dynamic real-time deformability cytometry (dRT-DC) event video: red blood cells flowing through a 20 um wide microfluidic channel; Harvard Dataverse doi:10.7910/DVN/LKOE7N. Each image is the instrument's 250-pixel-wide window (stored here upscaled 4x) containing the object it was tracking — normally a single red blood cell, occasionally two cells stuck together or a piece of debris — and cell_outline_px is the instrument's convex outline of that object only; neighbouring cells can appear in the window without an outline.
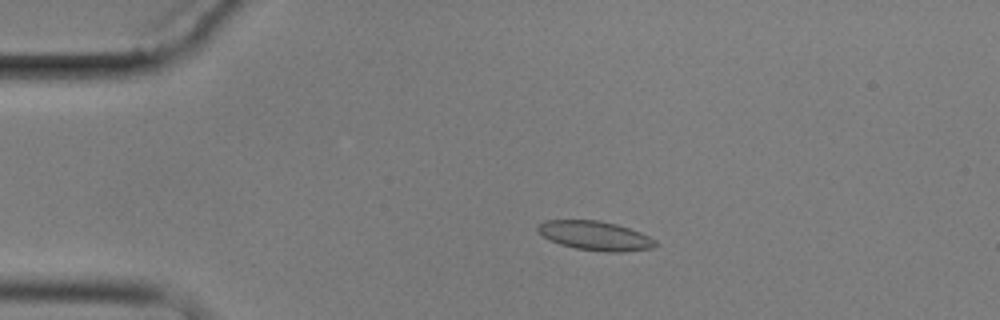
{"species": "common noctule bat (a hibernating species)", "species_latin": "Nyctalus noctula", "temperature_condition": "cold", "stored_images_in_passage": 5, "camera_frame_rate_fps": 3000, "um_per_image_px": 0.085, "animal": {"sex": "male", "body_mass_g": 17.9}, "frame": {"image": 1, "passage_image": 4, "time_ms": 3.667, "image_size_px": [1000, 320], "cell_outline_px": [[660, 244], [652, 248], [620, 252], [604, 252], [576, 248], [560, 244], [544, 236], [536, 228], [544, 220], [600, 220], [616, 224], [640, 232], [656, 240]], "centroid_in_image_um": [50.63, 20.03], "position_along_channel_um": 34.4, "area_um2": 19.88}}